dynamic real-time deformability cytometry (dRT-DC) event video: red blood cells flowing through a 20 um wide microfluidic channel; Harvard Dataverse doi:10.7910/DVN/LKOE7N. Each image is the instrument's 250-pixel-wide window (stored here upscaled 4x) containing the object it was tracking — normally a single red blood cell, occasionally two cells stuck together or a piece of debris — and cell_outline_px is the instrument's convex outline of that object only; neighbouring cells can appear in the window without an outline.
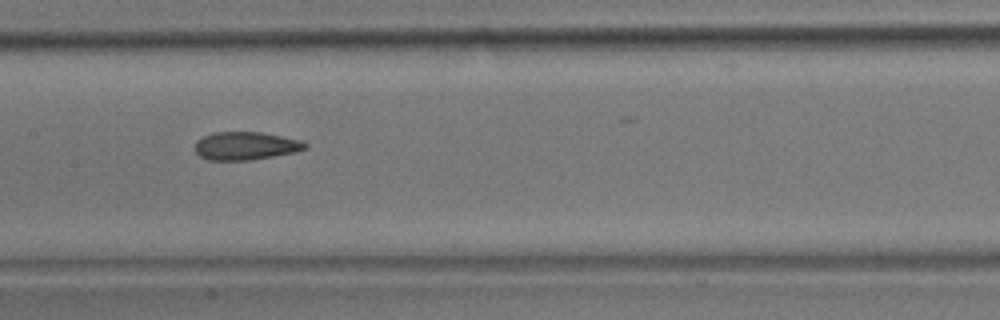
{"species": "common noctule bat (a hibernating species)", "species_latin": "Nyctalus noctula", "temperature_condition": "room temperature", "stored_images_in_passage": 8, "camera_frame_rate_fps": 3000, "um_per_image_px": 0.085, "animal": {"sex": "male", "body_mass_g": 17.9}, "frame": {"image": 1, "passage_image": 6, "time_ms": 7.0, "image_size_px": [1000, 320], "cell_outline_px": [[308, 148], [296, 152], [248, 160], [208, 160], [200, 156], [196, 152], [196, 140], [212, 132], [260, 132], [300, 140], [308, 144]], "centroid_in_image_um": [20.88, 12.39], "position_along_channel_um": 186.5, "area_um2": 17.92}}